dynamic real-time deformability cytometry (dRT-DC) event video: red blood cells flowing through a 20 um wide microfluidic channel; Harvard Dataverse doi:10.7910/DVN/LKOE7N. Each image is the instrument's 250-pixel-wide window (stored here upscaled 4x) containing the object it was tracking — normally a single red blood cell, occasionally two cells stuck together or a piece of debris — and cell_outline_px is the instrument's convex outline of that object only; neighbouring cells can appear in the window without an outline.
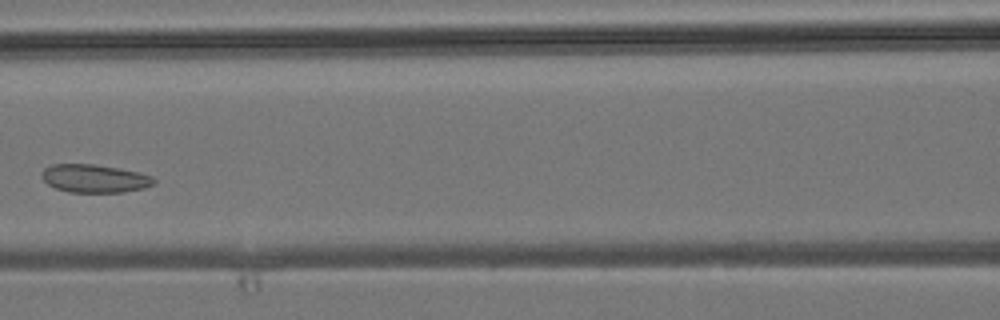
{"species": "common noctule bat (a hibernating species)", "species_latin": "Nyctalus noctula", "temperature_condition": "room temperature", "stored_images_in_passage": 5, "camera_frame_rate_fps": 3000, "um_per_image_px": 0.085, "animal": {"sex": "male", "body_mass_g": 19.2, "forearm_length_mm": 51.8}, "frame": {"image": 1, "passage_image": 4, "time_ms": 3.667, "image_size_px": [1000, 320], "cell_outline_px": [[156, 180], [152, 184], [144, 188], [124, 192], [68, 192], [56, 188], [48, 184], [44, 180], [44, 168], [52, 164], [92, 164], [116, 168], [136, 172], [152, 176]], "centroid_in_image_um": [8.04, 15.18], "position_along_channel_um": 158.6, "area_um2": 18.03}}